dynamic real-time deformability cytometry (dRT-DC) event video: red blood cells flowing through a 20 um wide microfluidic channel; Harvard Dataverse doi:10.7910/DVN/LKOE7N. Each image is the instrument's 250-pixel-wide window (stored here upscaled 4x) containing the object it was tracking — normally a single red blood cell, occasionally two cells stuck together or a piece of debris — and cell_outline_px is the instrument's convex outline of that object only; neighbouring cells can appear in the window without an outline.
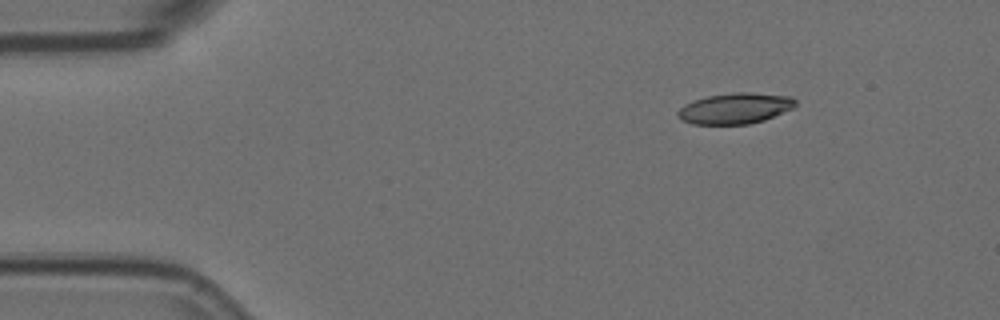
{"species": "Egyptian fruit bat (a non-hibernating species)", "species_latin": "Rousettus aegyptiacus", "temperature_condition": "room temperature", "stored_images_in_passage": 4, "segment_of_instrument_passage": [1, 2], "camera_frame_rate_fps": 3000, "um_per_image_px": 0.085, "animal": {"sex": "female"}, "frame": {"image": 1, "passage_image": 1, "time_ms": 0.0, "image_size_px": [1000, 320], "cell_outline_px": [[796, 104], [792, 108], [764, 120], [748, 124], [692, 124], [680, 120], [676, 116], [676, 112], [684, 104], [692, 100], [708, 96], [736, 92], [752, 92], [792, 96], [796, 100]], "centroid_in_image_um": [62.45, 9.21], "position_along_channel_um": 22.6, "area_um2": 21.27}}
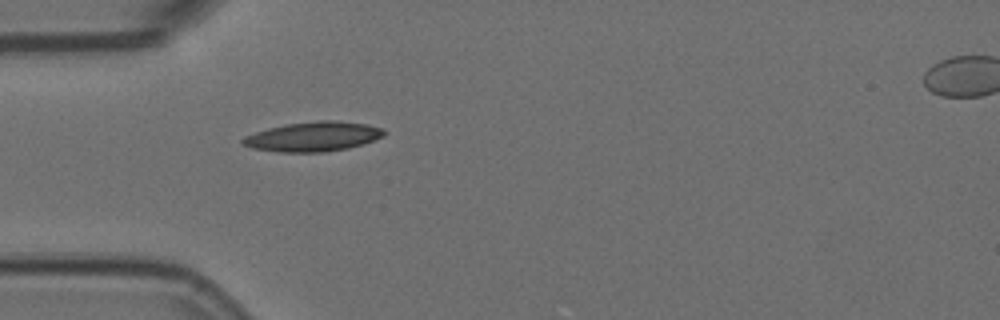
{"frame": {"image": 2, "passage_image": 3, "time_ms": 0.667, "image_size_px": [1000, 320], "cell_outline_px": [[384, 136], [364, 144], [348, 148], [324, 152], [280, 152], [252, 148], [244, 144], [240, 140], [244, 136], [268, 128], [288, 124], [316, 120], [336, 120], [368, 124], [384, 128]], "centroid_in_image_um": [26.66, 11.6], "position_along_channel_um": 58.3, "area_um2": 24.45}}